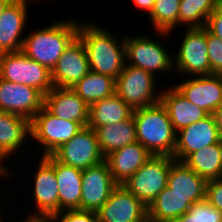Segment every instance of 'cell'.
Here are the masks:
<instances>
[{
  "instance_id": "cell-1",
  "label": "cell",
  "mask_w": 222,
  "mask_h": 222,
  "mask_svg": "<svg viewBox=\"0 0 222 222\" xmlns=\"http://www.w3.org/2000/svg\"><path fill=\"white\" fill-rule=\"evenodd\" d=\"M77 36L85 46L90 71L116 80L126 63L125 35L118 40V37L105 27L86 21L79 22Z\"/></svg>"
},
{
  "instance_id": "cell-2",
  "label": "cell",
  "mask_w": 222,
  "mask_h": 222,
  "mask_svg": "<svg viewBox=\"0 0 222 222\" xmlns=\"http://www.w3.org/2000/svg\"><path fill=\"white\" fill-rule=\"evenodd\" d=\"M78 27L76 19H58L49 26L24 35L21 51L51 71L65 48L77 36Z\"/></svg>"
},
{
  "instance_id": "cell-3",
  "label": "cell",
  "mask_w": 222,
  "mask_h": 222,
  "mask_svg": "<svg viewBox=\"0 0 222 222\" xmlns=\"http://www.w3.org/2000/svg\"><path fill=\"white\" fill-rule=\"evenodd\" d=\"M132 115L137 141L152 155L173 157L177 133L161 102L135 109Z\"/></svg>"
},
{
  "instance_id": "cell-4",
  "label": "cell",
  "mask_w": 222,
  "mask_h": 222,
  "mask_svg": "<svg viewBox=\"0 0 222 222\" xmlns=\"http://www.w3.org/2000/svg\"><path fill=\"white\" fill-rule=\"evenodd\" d=\"M161 41L157 42L146 34L135 37L125 35L126 64L141 68L155 77L159 73L161 75L163 72L174 71L173 54L170 53L168 45Z\"/></svg>"
},
{
  "instance_id": "cell-5",
  "label": "cell",
  "mask_w": 222,
  "mask_h": 222,
  "mask_svg": "<svg viewBox=\"0 0 222 222\" xmlns=\"http://www.w3.org/2000/svg\"><path fill=\"white\" fill-rule=\"evenodd\" d=\"M157 79L151 73L125 63L115 80V93L132 110L149 107L160 102L161 92L155 91Z\"/></svg>"
},
{
  "instance_id": "cell-6",
  "label": "cell",
  "mask_w": 222,
  "mask_h": 222,
  "mask_svg": "<svg viewBox=\"0 0 222 222\" xmlns=\"http://www.w3.org/2000/svg\"><path fill=\"white\" fill-rule=\"evenodd\" d=\"M0 78L34 87L44 95L54 87L51 71L22 51L0 54Z\"/></svg>"
},
{
  "instance_id": "cell-7",
  "label": "cell",
  "mask_w": 222,
  "mask_h": 222,
  "mask_svg": "<svg viewBox=\"0 0 222 222\" xmlns=\"http://www.w3.org/2000/svg\"><path fill=\"white\" fill-rule=\"evenodd\" d=\"M83 128L80 123L56 117L43 107L31 120V140L38 143L42 150L40 157H44L70 141Z\"/></svg>"
},
{
  "instance_id": "cell-8",
  "label": "cell",
  "mask_w": 222,
  "mask_h": 222,
  "mask_svg": "<svg viewBox=\"0 0 222 222\" xmlns=\"http://www.w3.org/2000/svg\"><path fill=\"white\" fill-rule=\"evenodd\" d=\"M174 160L170 156L153 155L122 185L148 207L167 186L169 170Z\"/></svg>"
},
{
  "instance_id": "cell-9",
  "label": "cell",
  "mask_w": 222,
  "mask_h": 222,
  "mask_svg": "<svg viewBox=\"0 0 222 222\" xmlns=\"http://www.w3.org/2000/svg\"><path fill=\"white\" fill-rule=\"evenodd\" d=\"M179 50L173 54V66L179 75L188 77L210 75L207 48V29L191 28L185 31ZM180 46V47H179Z\"/></svg>"
},
{
  "instance_id": "cell-10",
  "label": "cell",
  "mask_w": 222,
  "mask_h": 222,
  "mask_svg": "<svg viewBox=\"0 0 222 222\" xmlns=\"http://www.w3.org/2000/svg\"><path fill=\"white\" fill-rule=\"evenodd\" d=\"M57 161L85 170L105 161L96 133L84 127L70 141L62 144L51 154Z\"/></svg>"
},
{
  "instance_id": "cell-11",
  "label": "cell",
  "mask_w": 222,
  "mask_h": 222,
  "mask_svg": "<svg viewBox=\"0 0 222 222\" xmlns=\"http://www.w3.org/2000/svg\"><path fill=\"white\" fill-rule=\"evenodd\" d=\"M32 180L34 209L26 217L52 218L59 213V186L54 168L43 158L34 171Z\"/></svg>"
},
{
  "instance_id": "cell-12",
  "label": "cell",
  "mask_w": 222,
  "mask_h": 222,
  "mask_svg": "<svg viewBox=\"0 0 222 222\" xmlns=\"http://www.w3.org/2000/svg\"><path fill=\"white\" fill-rule=\"evenodd\" d=\"M44 107V94L38 89L0 78V111L32 120Z\"/></svg>"
},
{
  "instance_id": "cell-13",
  "label": "cell",
  "mask_w": 222,
  "mask_h": 222,
  "mask_svg": "<svg viewBox=\"0 0 222 222\" xmlns=\"http://www.w3.org/2000/svg\"><path fill=\"white\" fill-rule=\"evenodd\" d=\"M117 185L106 161L82 170L80 210L97 212Z\"/></svg>"
},
{
  "instance_id": "cell-14",
  "label": "cell",
  "mask_w": 222,
  "mask_h": 222,
  "mask_svg": "<svg viewBox=\"0 0 222 222\" xmlns=\"http://www.w3.org/2000/svg\"><path fill=\"white\" fill-rule=\"evenodd\" d=\"M97 215L99 222H142L148 217V207L118 184Z\"/></svg>"
},
{
  "instance_id": "cell-15",
  "label": "cell",
  "mask_w": 222,
  "mask_h": 222,
  "mask_svg": "<svg viewBox=\"0 0 222 222\" xmlns=\"http://www.w3.org/2000/svg\"><path fill=\"white\" fill-rule=\"evenodd\" d=\"M89 72L90 67L85 46L76 36L65 48L51 70V79L54 87L72 88Z\"/></svg>"
},
{
  "instance_id": "cell-16",
  "label": "cell",
  "mask_w": 222,
  "mask_h": 222,
  "mask_svg": "<svg viewBox=\"0 0 222 222\" xmlns=\"http://www.w3.org/2000/svg\"><path fill=\"white\" fill-rule=\"evenodd\" d=\"M173 87L196 106L213 114L222 105V75L194 76Z\"/></svg>"
},
{
  "instance_id": "cell-17",
  "label": "cell",
  "mask_w": 222,
  "mask_h": 222,
  "mask_svg": "<svg viewBox=\"0 0 222 222\" xmlns=\"http://www.w3.org/2000/svg\"><path fill=\"white\" fill-rule=\"evenodd\" d=\"M221 140L213 114L177 132L173 158L183 162L191 153Z\"/></svg>"
},
{
  "instance_id": "cell-18",
  "label": "cell",
  "mask_w": 222,
  "mask_h": 222,
  "mask_svg": "<svg viewBox=\"0 0 222 222\" xmlns=\"http://www.w3.org/2000/svg\"><path fill=\"white\" fill-rule=\"evenodd\" d=\"M28 5L22 0H13L3 11L0 17V54L21 51L22 33L28 26Z\"/></svg>"
},
{
  "instance_id": "cell-19",
  "label": "cell",
  "mask_w": 222,
  "mask_h": 222,
  "mask_svg": "<svg viewBox=\"0 0 222 222\" xmlns=\"http://www.w3.org/2000/svg\"><path fill=\"white\" fill-rule=\"evenodd\" d=\"M44 107L56 117L88 126L89 106L70 87H53L44 95Z\"/></svg>"
},
{
  "instance_id": "cell-20",
  "label": "cell",
  "mask_w": 222,
  "mask_h": 222,
  "mask_svg": "<svg viewBox=\"0 0 222 222\" xmlns=\"http://www.w3.org/2000/svg\"><path fill=\"white\" fill-rule=\"evenodd\" d=\"M153 155L138 141L111 152L105 157L117 184H124Z\"/></svg>"
},
{
  "instance_id": "cell-21",
  "label": "cell",
  "mask_w": 222,
  "mask_h": 222,
  "mask_svg": "<svg viewBox=\"0 0 222 222\" xmlns=\"http://www.w3.org/2000/svg\"><path fill=\"white\" fill-rule=\"evenodd\" d=\"M55 170L59 186V212L80 210L82 170L57 161L52 155L43 157Z\"/></svg>"
},
{
  "instance_id": "cell-22",
  "label": "cell",
  "mask_w": 222,
  "mask_h": 222,
  "mask_svg": "<svg viewBox=\"0 0 222 222\" xmlns=\"http://www.w3.org/2000/svg\"><path fill=\"white\" fill-rule=\"evenodd\" d=\"M160 102L165 107L176 133L185 127L198 122L209 114L183 97L173 85L161 87Z\"/></svg>"
},
{
  "instance_id": "cell-23",
  "label": "cell",
  "mask_w": 222,
  "mask_h": 222,
  "mask_svg": "<svg viewBox=\"0 0 222 222\" xmlns=\"http://www.w3.org/2000/svg\"><path fill=\"white\" fill-rule=\"evenodd\" d=\"M26 138H31V121L0 111V160L8 161L11 158L9 156L13 157L22 146L24 147Z\"/></svg>"
},
{
  "instance_id": "cell-24",
  "label": "cell",
  "mask_w": 222,
  "mask_h": 222,
  "mask_svg": "<svg viewBox=\"0 0 222 222\" xmlns=\"http://www.w3.org/2000/svg\"><path fill=\"white\" fill-rule=\"evenodd\" d=\"M207 180L196 174L184 162L174 160L169 170L167 186L173 192L188 196L192 202H199L206 198Z\"/></svg>"
},
{
  "instance_id": "cell-25",
  "label": "cell",
  "mask_w": 222,
  "mask_h": 222,
  "mask_svg": "<svg viewBox=\"0 0 222 222\" xmlns=\"http://www.w3.org/2000/svg\"><path fill=\"white\" fill-rule=\"evenodd\" d=\"M133 110L116 94L98 100L89 107V128H98L125 121Z\"/></svg>"
},
{
  "instance_id": "cell-26",
  "label": "cell",
  "mask_w": 222,
  "mask_h": 222,
  "mask_svg": "<svg viewBox=\"0 0 222 222\" xmlns=\"http://www.w3.org/2000/svg\"><path fill=\"white\" fill-rule=\"evenodd\" d=\"M92 129L96 133L99 146L105 157L111 152L137 141L133 115L125 121Z\"/></svg>"
},
{
  "instance_id": "cell-27",
  "label": "cell",
  "mask_w": 222,
  "mask_h": 222,
  "mask_svg": "<svg viewBox=\"0 0 222 222\" xmlns=\"http://www.w3.org/2000/svg\"><path fill=\"white\" fill-rule=\"evenodd\" d=\"M192 204L188 196L177 194L166 186L148 206V218L158 222H170L184 215Z\"/></svg>"
},
{
  "instance_id": "cell-28",
  "label": "cell",
  "mask_w": 222,
  "mask_h": 222,
  "mask_svg": "<svg viewBox=\"0 0 222 222\" xmlns=\"http://www.w3.org/2000/svg\"><path fill=\"white\" fill-rule=\"evenodd\" d=\"M196 174L208 180L222 178V139L191 153L184 161Z\"/></svg>"
},
{
  "instance_id": "cell-29",
  "label": "cell",
  "mask_w": 222,
  "mask_h": 222,
  "mask_svg": "<svg viewBox=\"0 0 222 222\" xmlns=\"http://www.w3.org/2000/svg\"><path fill=\"white\" fill-rule=\"evenodd\" d=\"M72 89L90 107L98 100L105 99L115 93V79L90 71Z\"/></svg>"
},
{
  "instance_id": "cell-30",
  "label": "cell",
  "mask_w": 222,
  "mask_h": 222,
  "mask_svg": "<svg viewBox=\"0 0 222 222\" xmlns=\"http://www.w3.org/2000/svg\"><path fill=\"white\" fill-rule=\"evenodd\" d=\"M180 3L181 0H155L148 17L156 36L160 35L168 39V36L177 29Z\"/></svg>"
},
{
  "instance_id": "cell-31",
  "label": "cell",
  "mask_w": 222,
  "mask_h": 222,
  "mask_svg": "<svg viewBox=\"0 0 222 222\" xmlns=\"http://www.w3.org/2000/svg\"><path fill=\"white\" fill-rule=\"evenodd\" d=\"M217 8L215 0H181L178 16V27L203 28L208 17Z\"/></svg>"
},
{
  "instance_id": "cell-32",
  "label": "cell",
  "mask_w": 222,
  "mask_h": 222,
  "mask_svg": "<svg viewBox=\"0 0 222 222\" xmlns=\"http://www.w3.org/2000/svg\"><path fill=\"white\" fill-rule=\"evenodd\" d=\"M170 222H222V212L204 199L193 203L184 215Z\"/></svg>"
},
{
  "instance_id": "cell-33",
  "label": "cell",
  "mask_w": 222,
  "mask_h": 222,
  "mask_svg": "<svg viewBox=\"0 0 222 222\" xmlns=\"http://www.w3.org/2000/svg\"><path fill=\"white\" fill-rule=\"evenodd\" d=\"M207 48L210 61V75H222V40L207 30Z\"/></svg>"
},
{
  "instance_id": "cell-34",
  "label": "cell",
  "mask_w": 222,
  "mask_h": 222,
  "mask_svg": "<svg viewBox=\"0 0 222 222\" xmlns=\"http://www.w3.org/2000/svg\"><path fill=\"white\" fill-rule=\"evenodd\" d=\"M52 219L54 222H99L97 212L79 209L60 211Z\"/></svg>"
},
{
  "instance_id": "cell-35",
  "label": "cell",
  "mask_w": 222,
  "mask_h": 222,
  "mask_svg": "<svg viewBox=\"0 0 222 222\" xmlns=\"http://www.w3.org/2000/svg\"><path fill=\"white\" fill-rule=\"evenodd\" d=\"M205 199L222 212V178L207 181Z\"/></svg>"
},
{
  "instance_id": "cell-36",
  "label": "cell",
  "mask_w": 222,
  "mask_h": 222,
  "mask_svg": "<svg viewBox=\"0 0 222 222\" xmlns=\"http://www.w3.org/2000/svg\"><path fill=\"white\" fill-rule=\"evenodd\" d=\"M205 28L222 40V5H217V8L210 14Z\"/></svg>"
},
{
  "instance_id": "cell-37",
  "label": "cell",
  "mask_w": 222,
  "mask_h": 222,
  "mask_svg": "<svg viewBox=\"0 0 222 222\" xmlns=\"http://www.w3.org/2000/svg\"><path fill=\"white\" fill-rule=\"evenodd\" d=\"M134 3L135 8L148 12V16L151 14L155 0H131Z\"/></svg>"
},
{
  "instance_id": "cell-38",
  "label": "cell",
  "mask_w": 222,
  "mask_h": 222,
  "mask_svg": "<svg viewBox=\"0 0 222 222\" xmlns=\"http://www.w3.org/2000/svg\"><path fill=\"white\" fill-rule=\"evenodd\" d=\"M213 115L218 128V133L222 139V105L213 113Z\"/></svg>"
},
{
  "instance_id": "cell-39",
  "label": "cell",
  "mask_w": 222,
  "mask_h": 222,
  "mask_svg": "<svg viewBox=\"0 0 222 222\" xmlns=\"http://www.w3.org/2000/svg\"><path fill=\"white\" fill-rule=\"evenodd\" d=\"M5 163H6L5 161L0 160V182H1V179L3 180V178L6 176L9 178V176L11 177L10 174H12L10 169H8L9 167H7L8 164L5 165ZM0 212H1V209H0Z\"/></svg>"
},
{
  "instance_id": "cell-40",
  "label": "cell",
  "mask_w": 222,
  "mask_h": 222,
  "mask_svg": "<svg viewBox=\"0 0 222 222\" xmlns=\"http://www.w3.org/2000/svg\"><path fill=\"white\" fill-rule=\"evenodd\" d=\"M19 222V221H18ZM21 222H54L52 218H43V217H25Z\"/></svg>"
},
{
  "instance_id": "cell-41",
  "label": "cell",
  "mask_w": 222,
  "mask_h": 222,
  "mask_svg": "<svg viewBox=\"0 0 222 222\" xmlns=\"http://www.w3.org/2000/svg\"><path fill=\"white\" fill-rule=\"evenodd\" d=\"M13 0H0V17L3 14L5 8L12 2Z\"/></svg>"
},
{
  "instance_id": "cell-42",
  "label": "cell",
  "mask_w": 222,
  "mask_h": 222,
  "mask_svg": "<svg viewBox=\"0 0 222 222\" xmlns=\"http://www.w3.org/2000/svg\"><path fill=\"white\" fill-rule=\"evenodd\" d=\"M142 222H158V221H154V220H151L150 218H146L144 221H142Z\"/></svg>"
},
{
  "instance_id": "cell-43",
  "label": "cell",
  "mask_w": 222,
  "mask_h": 222,
  "mask_svg": "<svg viewBox=\"0 0 222 222\" xmlns=\"http://www.w3.org/2000/svg\"><path fill=\"white\" fill-rule=\"evenodd\" d=\"M22 1H24V2L27 3V4H28L30 1H32V2L34 1V2H35V0H22ZM36 1H38V0H36ZM39 1H40V0H39ZM48 1H49V0H48Z\"/></svg>"
},
{
  "instance_id": "cell-44",
  "label": "cell",
  "mask_w": 222,
  "mask_h": 222,
  "mask_svg": "<svg viewBox=\"0 0 222 222\" xmlns=\"http://www.w3.org/2000/svg\"><path fill=\"white\" fill-rule=\"evenodd\" d=\"M217 5H222V0H215Z\"/></svg>"
},
{
  "instance_id": "cell-45",
  "label": "cell",
  "mask_w": 222,
  "mask_h": 222,
  "mask_svg": "<svg viewBox=\"0 0 222 222\" xmlns=\"http://www.w3.org/2000/svg\"><path fill=\"white\" fill-rule=\"evenodd\" d=\"M2 216H4L3 214L0 213V222H4L2 219Z\"/></svg>"
}]
</instances>
